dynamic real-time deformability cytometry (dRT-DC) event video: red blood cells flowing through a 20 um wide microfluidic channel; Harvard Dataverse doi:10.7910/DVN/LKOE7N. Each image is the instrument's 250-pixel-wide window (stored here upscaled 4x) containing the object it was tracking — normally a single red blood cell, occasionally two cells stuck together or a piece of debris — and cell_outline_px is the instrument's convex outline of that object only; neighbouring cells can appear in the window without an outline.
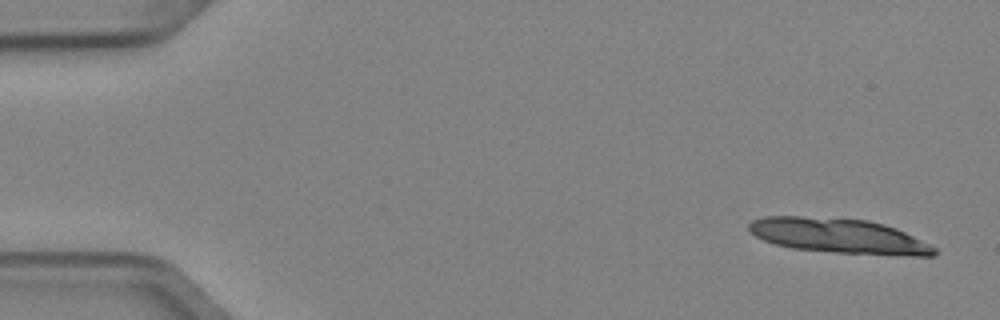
{"species": "Egyptian fruit bat (a non-hibernating species)", "species_latin": "Rousettus aegyptiacus", "temperature_condition": "cold", "stored_images_in_passage": 6, "camera_frame_rate_fps": 3000, "um_per_image_px": 0.085, "animal": {"sex": "female"}, "frame": {"image": 1, "passage_image": 1, "time_ms": 0.0, "image_size_px": [1000, 320], "cell_outline_px": [[936, 256], [912, 256], [836, 252], [792, 248], [776, 244], [764, 240], [756, 236], [748, 228], [748, 224], [752, 220], [764, 216], [800, 216], [868, 220], [884, 224], [896, 228], [936, 248]], "centroid_in_image_um": [71.28, 20.05], "position_along_channel_um": 13.7, "area_um2": 37.28}}
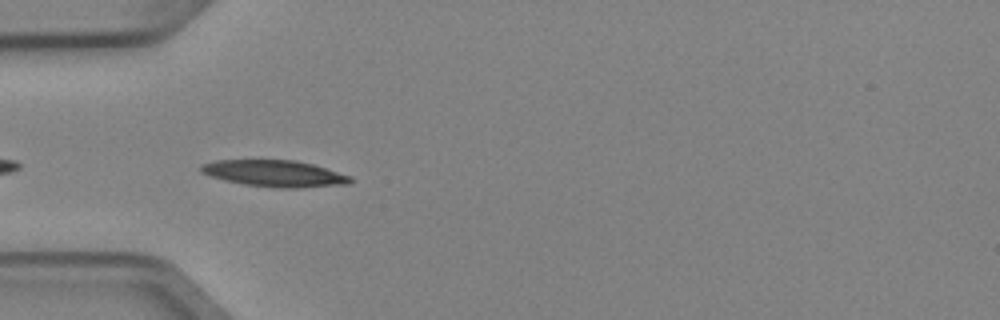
{"frame": {"image": 2, "passage_image": 5, "time_ms": 1.333, "image_size_px": [1000, 320], "cell_outline_px": [[352, 184], [300, 188], [276, 188], [244, 184], [224, 180], [200, 172], [200, 164], [216, 160], [296, 160], [312, 164], [352, 176]], "centroid_in_image_um": [23.37, 14.75], "position_along_channel_um": 61.6, "area_um2": 23.24}}
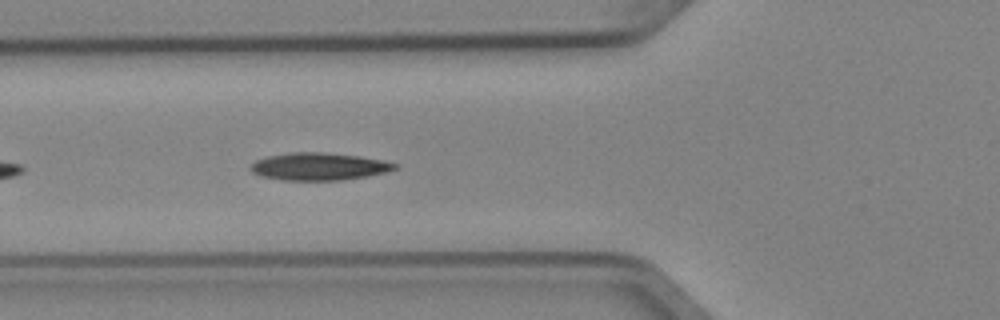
{"frame": {"image": 3, "passage_image": 6, "time_ms": 1.667, "image_size_px": [1000, 320], "cell_outline_px": [[400, 168], [388, 172], [368, 176], [340, 180], [284, 180], [264, 176], [252, 172], [252, 164], [256, 160], [268, 156], [288, 152], [320, 152], [360, 156], [400, 164]], "centroid_in_image_um": [27.19, 14.15], "position_along_channel_um": 98.6, "area_um2": 23.0}}